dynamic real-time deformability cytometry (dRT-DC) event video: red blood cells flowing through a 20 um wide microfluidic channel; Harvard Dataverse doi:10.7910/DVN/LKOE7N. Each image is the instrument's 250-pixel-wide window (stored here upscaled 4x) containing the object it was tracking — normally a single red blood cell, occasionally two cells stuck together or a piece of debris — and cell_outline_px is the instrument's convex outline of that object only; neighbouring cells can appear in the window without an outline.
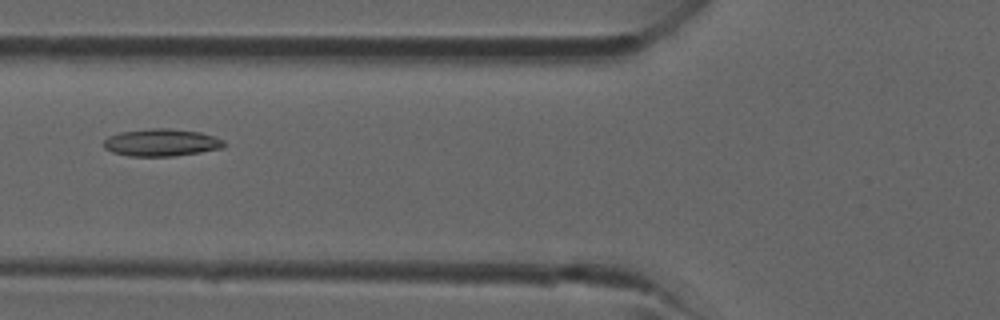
{"species": "common noctule bat (a hibernating species)", "species_latin": "Nyctalus noctula", "temperature_condition": "room temperature", "stored_images_in_passage": 2, "camera_frame_rate_fps": 3000, "um_per_image_px": 0.085, "animal": {"sex": "male", "forearm_length_mm": 52.5}, "frame": {"image": 1, "passage_image": 2, "time_ms": 1.0, "image_size_px": [1000, 320], "cell_outline_px": [[228, 144], [224, 148], [200, 152], [172, 156], [128, 156], [112, 152], [104, 148], [104, 140], [108, 136], [120, 132], [152, 128], [168, 128], [200, 132], [224, 140]], "centroid_in_image_um": [13.73, 12.12], "position_along_channel_um": 112.1, "area_um2": 19.25}}